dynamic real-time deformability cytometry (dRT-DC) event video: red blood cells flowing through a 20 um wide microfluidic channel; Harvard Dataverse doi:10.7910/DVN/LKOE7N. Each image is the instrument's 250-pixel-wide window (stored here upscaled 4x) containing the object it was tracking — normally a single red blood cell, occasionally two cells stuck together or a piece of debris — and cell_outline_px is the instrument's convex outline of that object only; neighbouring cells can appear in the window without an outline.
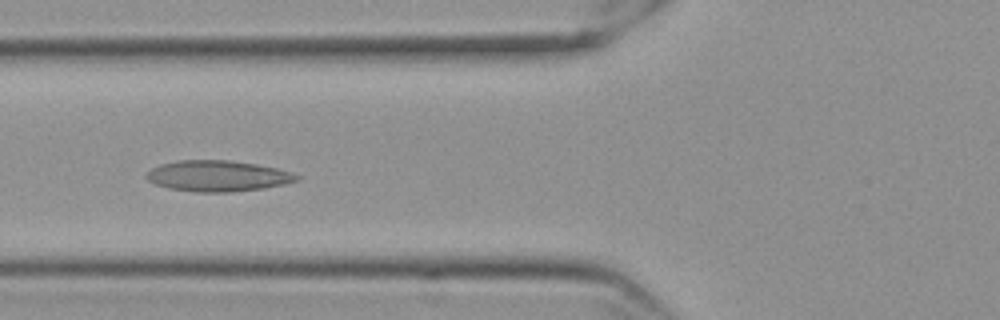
{"species": "Egyptian fruit bat (a non-hibernating species)", "species_latin": "Rousettus aegyptiacus", "temperature_condition": "cold", "stored_images_in_passage": 40, "camera_frame_rate_fps": 3000, "um_per_image_px": 0.085, "frame": {"image": 1, "passage_image": 8, "time_ms": 2.333, "image_size_px": [1000, 320], "cell_outline_px": [[300, 180], [284, 184], [264, 188], [228, 192], [196, 192], [168, 188], [156, 184], [148, 180], [144, 176], [152, 168], [160, 164], [180, 160], [228, 160], [256, 164], [276, 168], [300, 176]], "centroid_in_image_um": [18.49, 14.96], "position_along_channel_um": 107.3, "area_um2": 26.93}}
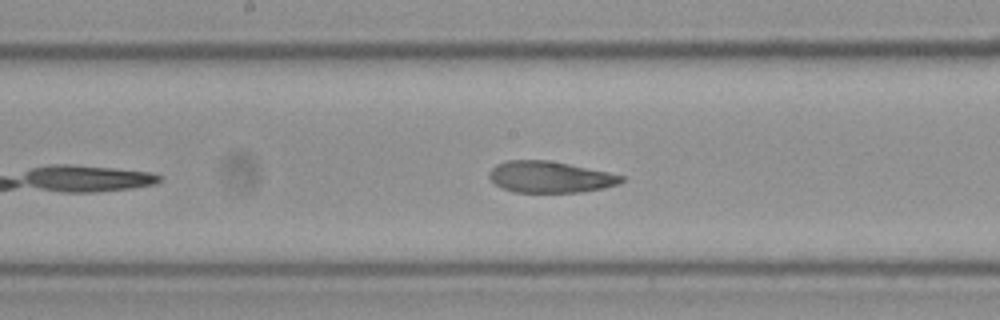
{"frame": {"image": 2, "passage_image": 16, "time_ms": 5.0, "image_size_px": [1000, 320], "cell_outline_px": [[624, 180], [620, 184], [604, 188], [580, 192], [512, 192], [500, 188], [488, 176], [488, 172], [496, 164], [508, 160], [548, 160], [608, 172], [624, 176]], "centroid_in_image_um": [46.73, 15.05], "position_along_channel_um": 201.5, "area_um2": 24.22}}
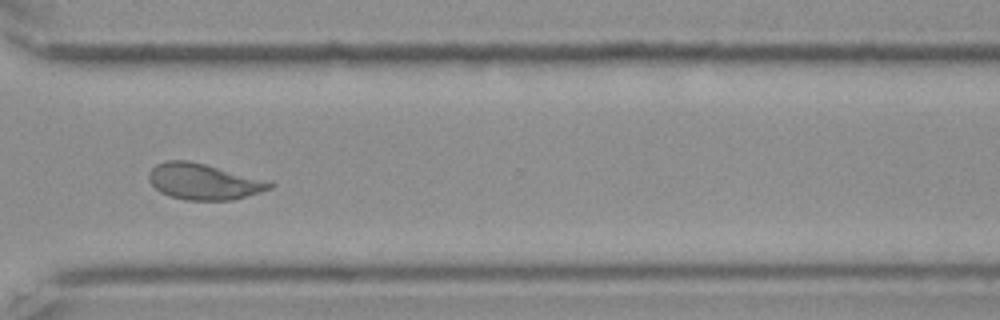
{"frame": {"image": 3, "passage_image": 29, "time_ms": 9.333, "image_size_px": [1000, 320], "cell_outline_px": [[276, 184], [272, 188], [260, 192], [232, 200], [188, 200], [168, 196], [160, 192], [148, 180], [148, 176], [152, 168], [156, 164], [168, 160], [188, 160], [272, 180]], "centroid_in_image_um": [17.37, 15.43], "position_along_channel_um": 353.2, "area_um2": 25.66}, "authors_computed_cell_mechanics": {"area_um2": 25.9811, "velocity_mm_per_s": 3.5088, "shape_relaxation_time_tau1_ms": null, "shape_relaxation_time_tau2_ms": 1.9797, "deformation_change_tau1": null, "deformation_change_tau2": 0.0764}}